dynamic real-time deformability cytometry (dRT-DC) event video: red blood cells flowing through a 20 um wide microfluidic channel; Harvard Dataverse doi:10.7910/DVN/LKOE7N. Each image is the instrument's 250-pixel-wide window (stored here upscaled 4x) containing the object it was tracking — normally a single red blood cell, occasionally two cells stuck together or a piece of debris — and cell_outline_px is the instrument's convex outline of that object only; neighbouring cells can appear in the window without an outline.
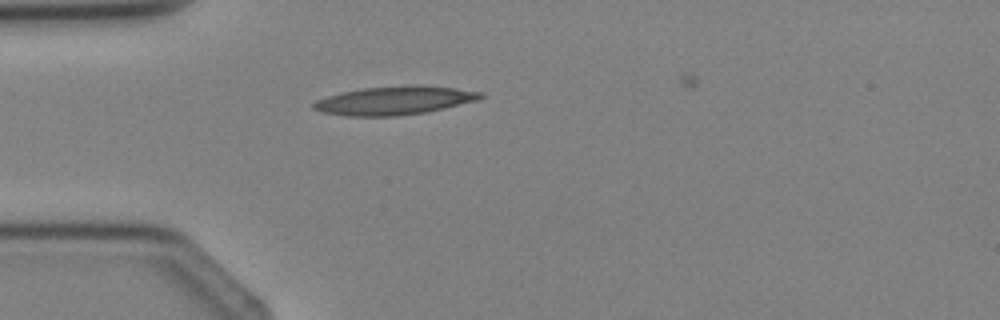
{"species": "Egyptian fruit bat (a non-hibernating species)", "species_latin": "Rousettus aegyptiacus", "temperature_condition": "cold", "stored_images_in_passage": 1, "camera_frame_rate_fps": 3000, "um_per_image_px": 0.085, "animal": {"sex": "female"}, "frame": {"image": 1, "passage_image": 1, "time_ms": 0.0, "image_size_px": [1000, 320], "cell_outline_px": [[484, 96], [480, 100], [444, 108], [424, 112], [396, 116], [348, 116], [324, 112], [312, 108], [312, 104], [316, 100], [340, 92], [364, 88], [452, 88], [484, 92]], "centroid_in_image_um": [33.48, 8.59], "position_along_channel_um": 51.5, "area_um2": 26.41}}